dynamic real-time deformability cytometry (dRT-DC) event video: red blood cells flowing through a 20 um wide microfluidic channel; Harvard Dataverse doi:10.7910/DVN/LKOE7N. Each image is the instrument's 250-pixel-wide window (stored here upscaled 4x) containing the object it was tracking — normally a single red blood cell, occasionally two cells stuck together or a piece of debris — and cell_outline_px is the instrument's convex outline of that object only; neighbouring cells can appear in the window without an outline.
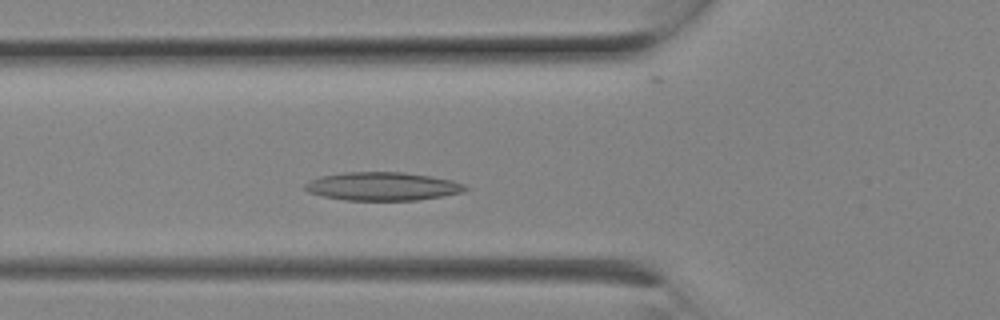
{"species": "Egyptian fruit bat (a non-hibernating species)", "species_latin": "Rousettus aegyptiacus", "temperature_condition": "room temperature", "stored_images_in_passage": 5, "camera_frame_rate_fps": 3000, "um_per_image_px": 0.085, "animal": {"sex": "female"}, "frame": {"image": 1, "passage_image": 4, "time_ms": 1.0, "image_size_px": [1000, 320], "cell_outline_px": [[468, 188], [464, 192], [416, 200], [344, 200], [324, 196], [308, 192], [304, 188], [304, 184], [308, 180], [324, 176], [344, 172], [404, 172], [432, 176], [452, 180], [464, 184]], "centroid_in_image_um": [32.51, 15.83], "position_along_channel_um": 93.3, "area_um2": 26.41}}